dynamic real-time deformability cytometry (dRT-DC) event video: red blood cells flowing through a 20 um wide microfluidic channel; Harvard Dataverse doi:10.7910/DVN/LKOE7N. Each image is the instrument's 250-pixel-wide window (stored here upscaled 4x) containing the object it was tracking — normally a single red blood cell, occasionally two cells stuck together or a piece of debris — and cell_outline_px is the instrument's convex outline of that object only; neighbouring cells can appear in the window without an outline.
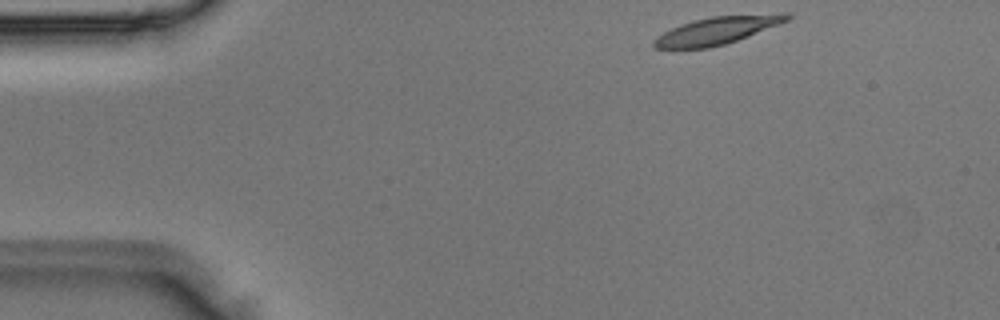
{"species": "Egyptian fruit bat (a non-hibernating species)", "species_latin": "Rousettus aegyptiacus", "temperature_condition": "room temperature", "stored_images_in_passage": 4, "segment_of_instrument_passage": [1, 2], "camera_frame_rate_fps": 3000, "um_per_image_px": 0.085, "animal": {"sex": "male"}, "frame": {"image": 1, "passage_image": 1, "time_ms": 0.0, "image_size_px": [1000, 320], "cell_outline_px": [[792, 16], [788, 20], [780, 24], [736, 40], [724, 44], [708, 48], [652, 48], [652, 40], [656, 36], [680, 24], [712, 16], [780, 12], [788, 12]], "centroid_in_image_um": [60.98, 2.57], "position_along_channel_um": 24.0, "area_um2": 21.44}}